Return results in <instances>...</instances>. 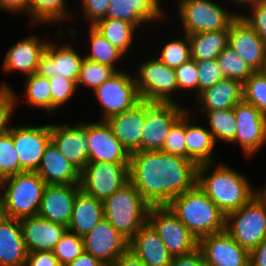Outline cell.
I'll return each mask as SVG.
<instances>
[{
	"label": "cell",
	"mask_w": 266,
	"mask_h": 266,
	"mask_svg": "<svg viewBox=\"0 0 266 266\" xmlns=\"http://www.w3.org/2000/svg\"><path fill=\"white\" fill-rule=\"evenodd\" d=\"M128 173L150 206H167L197 182V165L192 160L163 151L131 153Z\"/></svg>",
	"instance_id": "cell-1"
},
{
	"label": "cell",
	"mask_w": 266,
	"mask_h": 266,
	"mask_svg": "<svg viewBox=\"0 0 266 266\" xmlns=\"http://www.w3.org/2000/svg\"><path fill=\"white\" fill-rule=\"evenodd\" d=\"M212 164L205 163L197 166L196 184L225 216L240 209L259 193V190H253L246 176L227 165L217 164L208 176L207 172L212 168Z\"/></svg>",
	"instance_id": "cell-2"
},
{
	"label": "cell",
	"mask_w": 266,
	"mask_h": 266,
	"mask_svg": "<svg viewBox=\"0 0 266 266\" xmlns=\"http://www.w3.org/2000/svg\"><path fill=\"white\" fill-rule=\"evenodd\" d=\"M167 206L197 240L225 230L226 216L197 184Z\"/></svg>",
	"instance_id": "cell-3"
},
{
	"label": "cell",
	"mask_w": 266,
	"mask_h": 266,
	"mask_svg": "<svg viewBox=\"0 0 266 266\" xmlns=\"http://www.w3.org/2000/svg\"><path fill=\"white\" fill-rule=\"evenodd\" d=\"M102 203L104 218L128 240L147 222L150 205L130 181Z\"/></svg>",
	"instance_id": "cell-4"
},
{
	"label": "cell",
	"mask_w": 266,
	"mask_h": 266,
	"mask_svg": "<svg viewBox=\"0 0 266 266\" xmlns=\"http://www.w3.org/2000/svg\"><path fill=\"white\" fill-rule=\"evenodd\" d=\"M46 185L37 172H22L7 177L0 213L19 220L38 215Z\"/></svg>",
	"instance_id": "cell-5"
},
{
	"label": "cell",
	"mask_w": 266,
	"mask_h": 266,
	"mask_svg": "<svg viewBox=\"0 0 266 266\" xmlns=\"http://www.w3.org/2000/svg\"><path fill=\"white\" fill-rule=\"evenodd\" d=\"M225 230L249 252L266 238V199L256 194L240 209L226 215Z\"/></svg>",
	"instance_id": "cell-6"
},
{
	"label": "cell",
	"mask_w": 266,
	"mask_h": 266,
	"mask_svg": "<svg viewBox=\"0 0 266 266\" xmlns=\"http://www.w3.org/2000/svg\"><path fill=\"white\" fill-rule=\"evenodd\" d=\"M177 3L186 35L229 30V25L239 15L225 10L211 0H178Z\"/></svg>",
	"instance_id": "cell-7"
},
{
	"label": "cell",
	"mask_w": 266,
	"mask_h": 266,
	"mask_svg": "<svg viewBox=\"0 0 266 266\" xmlns=\"http://www.w3.org/2000/svg\"><path fill=\"white\" fill-rule=\"evenodd\" d=\"M147 222L157 232L172 257L198 248L197 238L168 206H150Z\"/></svg>",
	"instance_id": "cell-8"
},
{
	"label": "cell",
	"mask_w": 266,
	"mask_h": 266,
	"mask_svg": "<svg viewBox=\"0 0 266 266\" xmlns=\"http://www.w3.org/2000/svg\"><path fill=\"white\" fill-rule=\"evenodd\" d=\"M135 77L141 100L161 103H176L171 94L178 91L175 69L158 58L140 64Z\"/></svg>",
	"instance_id": "cell-9"
},
{
	"label": "cell",
	"mask_w": 266,
	"mask_h": 266,
	"mask_svg": "<svg viewBox=\"0 0 266 266\" xmlns=\"http://www.w3.org/2000/svg\"><path fill=\"white\" fill-rule=\"evenodd\" d=\"M129 163H87L80 172V189L105 200L129 181Z\"/></svg>",
	"instance_id": "cell-10"
},
{
	"label": "cell",
	"mask_w": 266,
	"mask_h": 266,
	"mask_svg": "<svg viewBox=\"0 0 266 266\" xmlns=\"http://www.w3.org/2000/svg\"><path fill=\"white\" fill-rule=\"evenodd\" d=\"M187 111L178 103L145 101V121L141 151H162L165 138L173 124Z\"/></svg>",
	"instance_id": "cell-11"
},
{
	"label": "cell",
	"mask_w": 266,
	"mask_h": 266,
	"mask_svg": "<svg viewBox=\"0 0 266 266\" xmlns=\"http://www.w3.org/2000/svg\"><path fill=\"white\" fill-rule=\"evenodd\" d=\"M102 106V120L133 108L141 101L135 77L118 71L94 91Z\"/></svg>",
	"instance_id": "cell-12"
},
{
	"label": "cell",
	"mask_w": 266,
	"mask_h": 266,
	"mask_svg": "<svg viewBox=\"0 0 266 266\" xmlns=\"http://www.w3.org/2000/svg\"><path fill=\"white\" fill-rule=\"evenodd\" d=\"M9 132L19 157L20 173L36 172L45 149L51 142V124L11 126Z\"/></svg>",
	"instance_id": "cell-13"
},
{
	"label": "cell",
	"mask_w": 266,
	"mask_h": 266,
	"mask_svg": "<svg viewBox=\"0 0 266 266\" xmlns=\"http://www.w3.org/2000/svg\"><path fill=\"white\" fill-rule=\"evenodd\" d=\"M237 131L231 143H238L246 156H252L266 143V117L242 100L234 108Z\"/></svg>",
	"instance_id": "cell-14"
},
{
	"label": "cell",
	"mask_w": 266,
	"mask_h": 266,
	"mask_svg": "<svg viewBox=\"0 0 266 266\" xmlns=\"http://www.w3.org/2000/svg\"><path fill=\"white\" fill-rule=\"evenodd\" d=\"M198 248L207 266H249V251L226 230L202 237Z\"/></svg>",
	"instance_id": "cell-15"
},
{
	"label": "cell",
	"mask_w": 266,
	"mask_h": 266,
	"mask_svg": "<svg viewBox=\"0 0 266 266\" xmlns=\"http://www.w3.org/2000/svg\"><path fill=\"white\" fill-rule=\"evenodd\" d=\"M228 46L238 53L253 72L266 71V45L240 15L229 25Z\"/></svg>",
	"instance_id": "cell-16"
},
{
	"label": "cell",
	"mask_w": 266,
	"mask_h": 266,
	"mask_svg": "<svg viewBox=\"0 0 266 266\" xmlns=\"http://www.w3.org/2000/svg\"><path fill=\"white\" fill-rule=\"evenodd\" d=\"M88 163H129L130 153L114 136L105 120L86 123Z\"/></svg>",
	"instance_id": "cell-17"
},
{
	"label": "cell",
	"mask_w": 266,
	"mask_h": 266,
	"mask_svg": "<svg viewBox=\"0 0 266 266\" xmlns=\"http://www.w3.org/2000/svg\"><path fill=\"white\" fill-rule=\"evenodd\" d=\"M83 241L84 251L99 259L104 265L114 264L129 248V240L105 218L83 237Z\"/></svg>",
	"instance_id": "cell-18"
},
{
	"label": "cell",
	"mask_w": 266,
	"mask_h": 266,
	"mask_svg": "<svg viewBox=\"0 0 266 266\" xmlns=\"http://www.w3.org/2000/svg\"><path fill=\"white\" fill-rule=\"evenodd\" d=\"M78 53L69 44L59 47L48 41L45 52L39 58L35 73L47 78L61 75L76 83L84 59Z\"/></svg>",
	"instance_id": "cell-19"
},
{
	"label": "cell",
	"mask_w": 266,
	"mask_h": 266,
	"mask_svg": "<svg viewBox=\"0 0 266 266\" xmlns=\"http://www.w3.org/2000/svg\"><path fill=\"white\" fill-rule=\"evenodd\" d=\"M51 141L59 152L80 172L88 163L86 123L51 125Z\"/></svg>",
	"instance_id": "cell-20"
},
{
	"label": "cell",
	"mask_w": 266,
	"mask_h": 266,
	"mask_svg": "<svg viewBox=\"0 0 266 266\" xmlns=\"http://www.w3.org/2000/svg\"><path fill=\"white\" fill-rule=\"evenodd\" d=\"M79 185L47 184L38 216L51 222L69 225Z\"/></svg>",
	"instance_id": "cell-21"
},
{
	"label": "cell",
	"mask_w": 266,
	"mask_h": 266,
	"mask_svg": "<svg viewBox=\"0 0 266 266\" xmlns=\"http://www.w3.org/2000/svg\"><path fill=\"white\" fill-rule=\"evenodd\" d=\"M114 136L131 154L141 151V137L145 121V101L141 100L133 108L110 116L105 120Z\"/></svg>",
	"instance_id": "cell-22"
},
{
	"label": "cell",
	"mask_w": 266,
	"mask_h": 266,
	"mask_svg": "<svg viewBox=\"0 0 266 266\" xmlns=\"http://www.w3.org/2000/svg\"><path fill=\"white\" fill-rule=\"evenodd\" d=\"M23 239L28 253L54 251L67 227L36 216L20 219Z\"/></svg>",
	"instance_id": "cell-23"
},
{
	"label": "cell",
	"mask_w": 266,
	"mask_h": 266,
	"mask_svg": "<svg viewBox=\"0 0 266 266\" xmlns=\"http://www.w3.org/2000/svg\"><path fill=\"white\" fill-rule=\"evenodd\" d=\"M27 256L20 220L0 213V266H25Z\"/></svg>",
	"instance_id": "cell-24"
},
{
	"label": "cell",
	"mask_w": 266,
	"mask_h": 266,
	"mask_svg": "<svg viewBox=\"0 0 266 266\" xmlns=\"http://www.w3.org/2000/svg\"><path fill=\"white\" fill-rule=\"evenodd\" d=\"M129 249L146 266H169L172 255L153 227L146 222L129 240Z\"/></svg>",
	"instance_id": "cell-25"
},
{
	"label": "cell",
	"mask_w": 266,
	"mask_h": 266,
	"mask_svg": "<svg viewBox=\"0 0 266 266\" xmlns=\"http://www.w3.org/2000/svg\"><path fill=\"white\" fill-rule=\"evenodd\" d=\"M47 43V40H40L35 35L24 37L7 51L3 62L4 70L7 72L20 70L26 76L35 73Z\"/></svg>",
	"instance_id": "cell-26"
},
{
	"label": "cell",
	"mask_w": 266,
	"mask_h": 266,
	"mask_svg": "<svg viewBox=\"0 0 266 266\" xmlns=\"http://www.w3.org/2000/svg\"><path fill=\"white\" fill-rule=\"evenodd\" d=\"M47 184L79 185L80 171L62 156L51 141L36 171Z\"/></svg>",
	"instance_id": "cell-27"
},
{
	"label": "cell",
	"mask_w": 266,
	"mask_h": 266,
	"mask_svg": "<svg viewBox=\"0 0 266 266\" xmlns=\"http://www.w3.org/2000/svg\"><path fill=\"white\" fill-rule=\"evenodd\" d=\"M195 97L200 102V111L231 109L243 100V83L224 78Z\"/></svg>",
	"instance_id": "cell-28"
},
{
	"label": "cell",
	"mask_w": 266,
	"mask_h": 266,
	"mask_svg": "<svg viewBox=\"0 0 266 266\" xmlns=\"http://www.w3.org/2000/svg\"><path fill=\"white\" fill-rule=\"evenodd\" d=\"M104 218L102 200L81 189L74 201L72 217L67 230L84 237Z\"/></svg>",
	"instance_id": "cell-29"
},
{
	"label": "cell",
	"mask_w": 266,
	"mask_h": 266,
	"mask_svg": "<svg viewBox=\"0 0 266 266\" xmlns=\"http://www.w3.org/2000/svg\"><path fill=\"white\" fill-rule=\"evenodd\" d=\"M189 112L191 111H186V158L192 160L197 166L213 163L212 153L216 143L212 133L205 127L191 124Z\"/></svg>",
	"instance_id": "cell-30"
},
{
	"label": "cell",
	"mask_w": 266,
	"mask_h": 266,
	"mask_svg": "<svg viewBox=\"0 0 266 266\" xmlns=\"http://www.w3.org/2000/svg\"><path fill=\"white\" fill-rule=\"evenodd\" d=\"M229 30L198 32L188 35L191 59L214 60L228 46Z\"/></svg>",
	"instance_id": "cell-31"
},
{
	"label": "cell",
	"mask_w": 266,
	"mask_h": 266,
	"mask_svg": "<svg viewBox=\"0 0 266 266\" xmlns=\"http://www.w3.org/2000/svg\"><path fill=\"white\" fill-rule=\"evenodd\" d=\"M92 26L123 54L128 51L131 43H133L136 27L127 21L102 18Z\"/></svg>",
	"instance_id": "cell-32"
},
{
	"label": "cell",
	"mask_w": 266,
	"mask_h": 266,
	"mask_svg": "<svg viewBox=\"0 0 266 266\" xmlns=\"http://www.w3.org/2000/svg\"><path fill=\"white\" fill-rule=\"evenodd\" d=\"M208 119L210 128L208 129L213 136L215 143L221 140L231 143L237 131L236 118L233 108L225 110L200 111Z\"/></svg>",
	"instance_id": "cell-33"
},
{
	"label": "cell",
	"mask_w": 266,
	"mask_h": 266,
	"mask_svg": "<svg viewBox=\"0 0 266 266\" xmlns=\"http://www.w3.org/2000/svg\"><path fill=\"white\" fill-rule=\"evenodd\" d=\"M65 0H30L29 16L35 23L61 22L62 20L72 17L66 9Z\"/></svg>",
	"instance_id": "cell-34"
},
{
	"label": "cell",
	"mask_w": 266,
	"mask_h": 266,
	"mask_svg": "<svg viewBox=\"0 0 266 266\" xmlns=\"http://www.w3.org/2000/svg\"><path fill=\"white\" fill-rule=\"evenodd\" d=\"M88 36L90 38L91 51L84 58L115 68L116 61L124 54L91 25Z\"/></svg>",
	"instance_id": "cell-35"
},
{
	"label": "cell",
	"mask_w": 266,
	"mask_h": 266,
	"mask_svg": "<svg viewBox=\"0 0 266 266\" xmlns=\"http://www.w3.org/2000/svg\"><path fill=\"white\" fill-rule=\"evenodd\" d=\"M25 97L31 107L44 108L51 114V86L49 78L33 73L26 76Z\"/></svg>",
	"instance_id": "cell-36"
},
{
	"label": "cell",
	"mask_w": 266,
	"mask_h": 266,
	"mask_svg": "<svg viewBox=\"0 0 266 266\" xmlns=\"http://www.w3.org/2000/svg\"><path fill=\"white\" fill-rule=\"evenodd\" d=\"M118 71L121 70L84 58L80 67V73L76 82V87L78 88L79 85L83 84L92 88L94 91Z\"/></svg>",
	"instance_id": "cell-37"
},
{
	"label": "cell",
	"mask_w": 266,
	"mask_h": 266,
	"mask_svg": "<svg viewBox=\"0 0 266 266\" xmlns=\"http://www.w3.org/2000/svg\"><path fill=\"white\" fill-rule=\"evenodd\" d=\"M217 62L225 78L244 83L254 72L247 63L229 46L217 57Z\"/></svg>",
	"instance_id": "cell-38"
},
{
	"label": "cell",
	"mask_w": 266,
	"mask_h": 266,
	"mask_svg": "<svg viewBox=\"0 0 266 266\" xmlns=\"http://www.w3.org/2000/svg\"><path fill=\"white\" fill-rule=\"evenodd\" d=\"M243 100L266 117V71L254 72L243 83Z\"/></svg>",
	"instance_id": "cell-39"
},
{
	"label": "cell",
	"mask_w": 266,
	"mask_h": 266,
	"mask_svg": "<svg viewBox=\"0 0 266 266\" xmlns=\"http://www.w3.org/2000/svg\"><path fill=\"white\" fill-rule=\"evenodd\" d=\"M54 254L61 266H67L84 251L83 237L66 230L56 244Z\"/></svg>",
	"instance_id": "cell-40"
},
{
	"label": "cell",
	"mask_w": 266,
	"mask_h": 266,
	"mask_svg": "<svg viewBox=\"0 0 266 266\" xmlns=\"http://www.w3.org/2000/svg\"><path fill=\"white\" fill-rule=\"evenodd\" d=\"M183 39H176L168 42L160 53V57H157L162 63L171 67H180L183 63H186L191 59L190 43L188 35H184Z\"/></svg>",
	"instance_id": "cell-41"
},
{
	"label": "cell",
	"mask_w": 266,
	"mask_h": 266,
	"mask_svg": "<svg viewBox=\"0 0 266 266\" xmlns=\"http://www.w3.org/2000/svg\"><path fill=\"white\" fill-rule=\"evenodd\" d=\"M20 173V161L12 135L8 131L0 135V174L5 178Z\"/></svg>",
	"instance_id": "cell-42"
},
{
	"label": "cell",
	"mask_w": 266,
	"mask_h": 266,
	"mask_svg": "<svg viewBox=\"0 0 266 266\" xmlns=\"http://www.w3.org/2000/svg\"><path fill=\"white\" fill-rule=\"evenodd\" d=\"M186 112L173 124L162 146V151L186 158Z\"/></svg>",
	"instance_id": "cell-43"
},
{
	"label": "cell",
	"mask_w": 266,
	"mask_h": 266,
	"mask_svg": "<svg viewBox=\"0 0 266 266\" xmlns=\"http://www.w3.org/2000/svg\"><path fill=\"white\" fill-rule=\"evenodd\" d=\"M49 82L51 86V113H53L61 105L67 103L77 87L73 80L61 75L49 78Z\"/></svg>",
	"instance_id": "cell-44"
},
{
	"label": "cell",
	"mask_w": 266,
	"mask_h": 266,
	"mask_svg": "<svg viewBox=\"0 0 266 266\" xmlns=\"http://www.w3.org/2000/svg\"><path fill=\"white\" fill-rule=\"evenodd\" d=\"M198 68V94L224 79L217 59L196 61Z\"/></svg>",
	"instance_id": "cell-45"
},
{
	"label": "cell",
	"mask_w": 266,
	"mask_h": 266,
	"mask_svg": "<svg viewBox=\"0 0 266 266\" xmlns=\"http://www.w3.org/2000/svg\"><path fill=\"white\" fill-rule=\"evenodd\" d=\"M17 96L7 84L0 85V135L9 131L8 126L14 107L16 106Z\"/></svg>",
	"instance_id": "cell-46"
},
{
	"label": "cell",
	"mask_w": 266,
	"mask_h": 266,
	"mask_svg": "<svg viewBox=\"0 0 266 266\" xmlns=\"http://www.w3.org/2000/svg\"><path fill=\"white\" fill-rule=\"evenodd\" d=\"M250 12H253L251 16L239 15L257 32L266 45V0H259L254 5H251Z\"/></svg>",
	"instance_id": "cell-47"
},
{
	"label": "cell",
	"mask_w": 266,
	"mask_h": 266,
	"mask_svg": "<svg viewBox=\"0 0 266 266\" xmlns=\"http://www.w3.org/2000/svg\"><path fill=\"white\" fill-rule=\"evenodd\" d=\"M176 79L179 89H193L198 95V68L196 60L190 59L180 67L175 68Z\"/></svg>",
	"instance_id": "cell-48"
},
{
	"label": "cell",
	"mask_w": 266,
	"mask_h": 266,
	"mask_svg": "<svg viewBox=\"0 0 266 266\" xmlns=\"http://www.w3.org/2000/svg\"><path fill=\"white\" fill-rule=\"evenodd\" d=\"M161 0H125L128 7L135 11L145 22L161 19L163 11Z\"/></svg>",
	"instance_id": "cell-49"
},
{
	"label": "cell",
	"mask_w": 266,
	"mask_h": 266,
	"mask_svg": "<svg viewBox=\"0 0 266 266\" xmlns=\"http://www.w3.org/2000/svg\"><path fill=\"white\" fill-rule=\"evenodd\" d=\"M105 18L127 21L135 27L145 23L135 11L128 7L125 0H111Z\"/></svg>",
	"instance_id": "cell-50"
},
{
	"label": "cell",
	"mask_w": 266,
	"mask_h": 266,
	"mask_svg": "<svg viewBox=\"0 0 266 266\" xmlns=\"http://www.w3.org/2000/svg\"><path fill=\"white\" fill-rule=\"evenodd\" d=\"M110 2L111 0H81L85 17L89 19L91 26L106 17Z\"/></svg>",
	"instance_id": "cell-51"
},
{
	"label": "cell",
	"mask_w": 266,
	"mask_h": 266,
	"mask_svg": "<svg viewBox=\"0 0 266 266\" xmlns=\"http://www.w3.org/2000/svg\"><path fill=\"white\" fill-rule=\"evenodd\" d=\"M25 266H61L53 251L28 253Z\"/></svg>",
	"instance_id": "cell-52"
},
{
	"label": "cell",
	"mask_w": 266,
	"mask_h": 266,
	"mask_svg": "<svg viewBox=\"0 0 266 266\" xmlns=\"http://www.w3.org/2000/svg\"><path fill=\"white\" fill-rule=\"evenodd\" d=\"M169 266H207L199 248L190 253L174 256Z\"/></svg>",
	"instance_id": "cell-53"
},
{
	"label": "cell",
	"mask_w": 266,
	"mask_h": 266,
	"mask_svg": "<svg viewBox=\"0 0 266 266\" xmlns=\"http://www.w3.org/2000/svg\"><path fill=\"white\" fill-rule=\"evenodd\" d=\"M30 0H0V9L13 13H26L29 16Z\"/></svg>",
	"instance_id": "cell-54"
},
{
	"label": "cell",
	"mask_w": 266,
	"mask_h": 266,
	"mask_svg": "<svg viewBox=\"0 0 266 266\" xmlns=\"http://www.w3.org/2000/svg\"><path fill=\"white\" fill-rule=\"evenodd\" d=\"M249 255V266H266V238Z\"/></svg>",
	"instance_id": "cell-55"
},
{
	"label": "cell",
	"mask_w": 266,
	"mask_h": 266,
	"mask_svg": "<svg viewBox=\"0 0 266 266\" xmlns=\"http://www.w3.org/2000/svg\"><path fill=\"white\" fill-rule=\"evenodd\" d=\"M115 266H146L129 248L114 262Z\"/></svg>",
	"instance_id": "cell-56"
},
{
	"label": "cell",
	"mask_w": 266,
	"mask_h": 266,
	"mask_svg": "<svg viewBox=\"0 0 266 266\" xmlns=\"http://www.w3.org/2000/svg\"><path fill=\"white\" fill-rule=\"evenodd\" d=\"M67 266H104V264L91 254L83 252Z\"/></svg>",
	"instance_id": "cell-57"
},
{
	"label": "cell",
	"mask_w": 266,
	"mask_h": 266,
	"mask_svg": "<svg viewBox=\"0 0 266 266\" xmlns=\"http://www.w3.org/2000/svg\"><path fill=\"white\" fill-rule=\"evenodd\" d=\"M5 177L0 174V190L2 189V191H4V184H5ZM2 195H0V206H1V203L3 201V196H4V192H1Z\"/></svg>",
	"instance_id": "cell-58"
},
{
	"label": "cell",
	"mask_w": 266,
	"mask_h": 266,
	"mask_svg": "<svg viewBox=\"0 0 266 266\" xmlns=\"http://www.w3.org/2000/svg\"><path fill=\"white\" fill-rule=\"evenodd\" d=\"M233 1H236L237 3L244 4V5L248 4L250 7L251 5H254L259 0H233Z\"/></svg>",
	"instance_id": "cell-59"
},
{
	"label": "cell",
	"mask_w": 266,
	"mask_h": 266,
	"mask_svg": "<svg viewBox=\"0 0 266 266\" xmlns=\"http://www.w3.org/2000/svg\"><path fill=\"white\" fill-rule=\"evenodd\" d=\"M259 193L266 199V185L263 190L262 189L259 190Z\"/></svg>",
	"instance_id": "cell-60"
},
{
	"label": "cell",
	"mask_w": 266,
	"mask_h": 266,
	"mask_svg": "<svg viewBox=\"0 0 266 266\" xmlns=\"http://www.w3.org/2000/svg\"><path fill=\"white\" fill-rule=\"evenodd\" d=\"M104 266H115L114 264H105Z\"/></svg>",
	"instance_id": "cell-61"
}]
</instances>
